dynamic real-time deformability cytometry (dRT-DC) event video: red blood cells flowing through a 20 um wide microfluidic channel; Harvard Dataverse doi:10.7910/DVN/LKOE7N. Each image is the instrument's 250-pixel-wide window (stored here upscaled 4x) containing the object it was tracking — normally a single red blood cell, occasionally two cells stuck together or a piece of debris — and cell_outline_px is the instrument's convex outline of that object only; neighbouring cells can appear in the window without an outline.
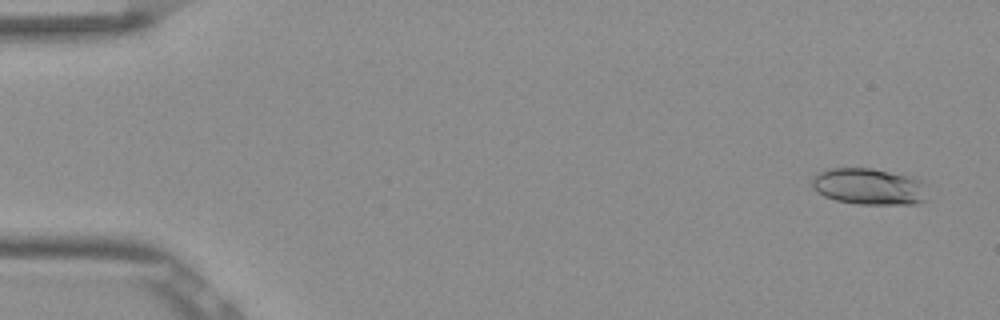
{"species": "Egyptian fruit bat (a non-hibernating species)", "species_latin": "Rousettus aegyptiacus", "temperature_condition": "room temperature", "stored_images_in_passage": 53, "camera_frame_rate_fps": 3000, "um_per_image_px": 0.085, "frame": {"image": 1, "passage_image": 3, "time_ms": 0.667, "image_size_px": [1000, 320], "cell_outline_px": [[924, 200], [916, 204], [856, 204], [836, 200], [824, 196], [816, 192], [812, 188], [812, 180], [816, 172], [828, 168], [872, 168], [912, 176], [920, 180]], "centroid_in_image_um": [73.76, 15.84], "position_along_channel_um": 11.2, "area_um2": 24.45}}
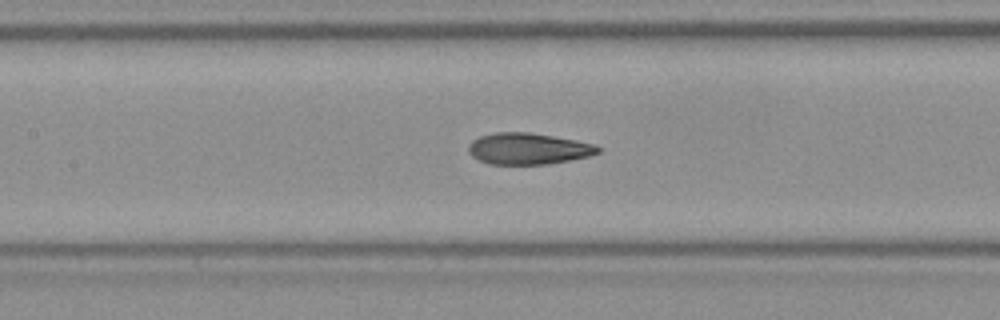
{"frame": {"image": 2, "passage_image": 25, "time_ms": 8.0, "image_size_px": [1000, 320], "cell_outline_px": [[600, 152], [588, 156], [548, 164], [488, 164], [472, 156], [468, 152], [468, 144], [472, 140], [480, 136], [492, 132], [528, 132], [576, 140], [596, 144], [600, 148]], "centroid_in_image_um": [44.87, 12.63], "position_along_channel_um": 162.5, "area_um2": 23.7}}
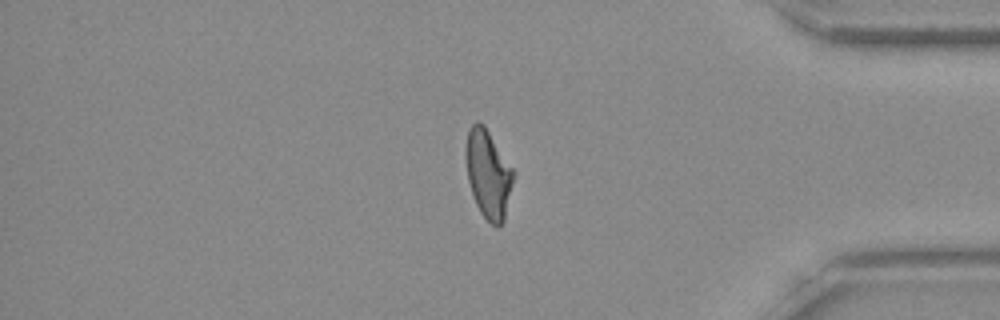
{"frame": {"image": 3, "passage_image": 45, "time_ms": 14.667, "image_size_px": [1000, 320], "cell_outline_px": [[516, 172], [504, 220], [496, 228], [480, 212], [476, 204], [468, 180], [464, 156], [464, 148], [468, 132], [472, 124], [476, 120], [484, 124]], "centroid_in_image_um": [41.5, 14.75], "position_along_channel_um": 393.7, "area_um2": 24.8}, "authors_computed_cell_mechanics": {"area_um2": 24.1604, "velocity_mm_per_s": 3.851, "shape_relaxation_time_tau1_ms": 6.1638, "shape_relaxation_time_tau2_ms": 1.1977, "deformation_change_tau1": 0.1968, "deformation_change_tau2": 0.0716}}